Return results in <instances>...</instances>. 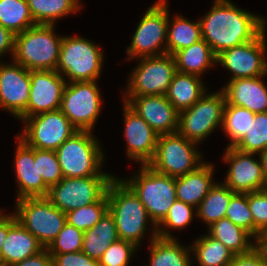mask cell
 I'll return each instance as SVG.
<instances>
[{
  "label": "cell",
  "mask_w": 267,
  "mask_h": 266,
  "mask_svg": "<svg viewBox=\"0 0 267 266\" xmlns=\"http://www.w3.org/2000/svg\"><path fill=\"white\" fill-rule=\"evenodd\" d=\"M213 4L211 11L199 22L202 39L216 56L255 39L266 29L267 20L238 8L229 0H214Z\"/></svg>",
  "instance_id": "obj_1"
},
{
  "label": "cell",
  "mask_w": 267,
  "mask_h": 266,
  "mask_svg": "<svg viewBox=\"0 0 267 266\" xmlns=\"http://www.w3.org/2000/svg\"><path fill=\"white\" fill-rule=\"evenodd\" d=\"M108 211L113 216L118 236L137 247L151 221L148 213L133 190L122 180L113 178L108 185Z\"/></svg>",
  "instance_id": "obj_2"
},
{
  "label": "cell",
  "mask_w": 267,
  "mask_h": 266,
  "mask_svg": "<svg viewBox=\"0 0 267 266\" xmlns=\"http://www.w3.org/2000/svg\"><path fill=\"white\" fill-rule=\"evenodd\" d=\"M54 28L37 24L16 34L12 59L29 71L56 70L63 36Z\"/></svg>",
  "instance_id": "obj_3"
},
{
  "label": "cell",
  "mask_w": 267,
  "mask_h": 266,
  "mask_svg": "<svg viewBox=\"0 0 267 266\" xmlns=\"http://www.w3.org/2000/svg\"><path fill=\"white\" fill-rule=\"evenodd\" d=\"M122 180L142 202L151 225L156 228L176 200L175 177L161 174L148 165H141L138 175Z\"/></svg>",
  "instance_id": "obj_4"
},
{
  "label": "cell",
  "mask_w": 267,
  "mask_h": 266,
  "mask_svg": "<svg viewBox=\"0 0 267 266\" xmlns=\"http://www.w3.org/2000/svg\"><path fill=\"white\" fill-rule=\"evenodd\" d=\"M103 53L94 42L79 36H64L61 42L56 71L69 82L98 80Z\"/></svg>",
  "instance_id": "obj_5"
},
{
  "label": "cell",
  "mask_w": 267,
  "mask_h": 266,
  "mask_svg": "<svg viewBox=\"0 0 267 266\" xmlns=\"http://www.w3.org/2000/svg\"><path fill=\"white\" fill-rule=\"evenodd\" d=\"M92 131L78 130L57 150L64 178L98 176L104 153Z\"/></svg>",
  "instance_id": "obj_6"
},
{
  "label": "cell",
  "mask_w": 267,
  "mask_h": 266,
  "mask_svg": "<svg viewBox=\"0 0 267 266\" xmlns=\"http://www.w3.org/2000/svg\"><path fill=\"white\" fill-rule=\"evenodd\" d=\"M14 215L44 248L50 246L67 222L66 213L54 206L47 197L16 200Z\"/></svg>",
  "instance_id": "obj_7"
},
{
  "label": "cell",
  "mask_w": 267,
  "mask_h": 266,
  "mask_svg": "<svg viewBox=\"0 0 267 266\" xmlns=\"http://www.w3.org/2000/svg\"><path fill=\"white\" fill-rule=\"evenodd\" d=\"M197 145L178 132L159 135L155 154L147 165L171 177L185 175L204 162L194 148Z\"/></svg>",
  "instance_id": "obj_8"
},
{
  "label": "cell",
  "mask_w": 267,
  "mask_h": 266,
  "mask_svg": "<svg viewBox=\"0 0 267 266\" xmlns=\"http://www.w3.org/2000/svg\"><path fill=\"white\" fill-rule=\"evenodd\" d=\"M113 175L101 172L98 176L63 178L49 188L47 199L62 212L98 202L105 194Z\"/></svg>",
  "instance_id": "obj_9"
},
{
  "label": "cell",
  "mask_w": 267,
  "mask_h": 266,
  "mask_svg": "<svg viewBox=\"0 0 267 266\" xmlns=\"http://www.w3.org/2000/svg\"><path fill=\"white\" fill-rule=\"evenodd\" d=\"M226 98L223 91L204 95L190 108L179 112L177 132L196 144L223 125Z\"/></svg>",
  "instance_id": "obj_10"
},
{
  "label": "cell",
  "mask_w": 267,
  "mask_h": 266,
  "mask_svg": "<svg viewBox=\"0 0 267 266\" xmlns=\"http://www.w3.org/2000/svg\"><path fill=\"white\" fill-rule=\"evenodd\" d=\"M20 138L31 148L56 151L78 129L61 110L42 112L26 119Z\"/></svg>",
  "instance_id": "obj_11"
},
{
  "label": "cell",
  "mask_w": 267,
  "mask_h": 266,
  "mask_svg": "<svg viewBox=\"0 0 267 266\" xmlns=\"http://www.w3.org/2000/svg\"><path fill=\"white\" fill-rule=\"evenodd\" d=\"M165 1L158 0L142 17L133 35L131 46L127 48L129 60L166 53L168 8Z\"/></svg>",
  "instance_id": "obj_12"
},
{
  "label": "cell",
  "mask_w": 267,
  "mask_h": 266,
  "mask_svg": "<svg viewBox=\"0 0 267 266\" xmlns=\"http://www.w3.org/2000/svg\"><path fill=\"white\" fill-rule=\"evenodd\" d=\"M96 81L67 82L60 110L78 130L92 131L102 99Z\"/></svg>",
  "instance_id": "obj_13"
},
{
  "label": "cell",
  "mask_w": 267,
  "mask_h": 266,
  "mask_svg": "<svg viewBox=\"0 0 267 266\" xmlns=\"http://www.w3.org/2000/svg\"><path fill=\"white\" fill-rule=\"evenodd\" d=\"M129 76L126 96L166 95L176 72L173 55L168 53L140 58Z\"/></svg>",
  "instance_id": "obj_14"
},
{
  "label": "cell",
  "mask_w": 267,
  "mask_h": 266,
  "mask_svg": "<svg viewBox=\"0 0 267 266\" xmlns=\"http://www.w3.org/2000/svg\"><path fill=\"white\" fill-rule=\"evenodd\" d=\"M265 30L255 39L217 55L216 62L233 74L231 80L267 75Z\"/></svg>",
  "instance_id": "obj_15"
},
{
  "label": "cell",
  "mask_w": 267,
  "mask_h": 266,
  "mask_svg": "<svg viewBox=\"0 0 267 266\" xmlns=\"http://www.w3.org/2000/svg\"><path fill=\"white\" fill-rule=\"evenodd\" d=\"M31 87L30 71L19 63L0 62V107L18 119L27 118Z\"/></svg>",
  "instance_id": "obj_16"
},
{
  "label": "cell",
  "mask_w": 267,
  "mask_h": 266,
  "mask_svg": "<svg viewBox=\"0 0 267 266\" xmlns=\"http://www.w3.org/2000/svg\"><path fill=\"white\" fill-rule=\"evenodd\" d=\"M254 153H245L227 146L224 161L229 162V170L224 184L234 193H250L264 189L267 184L260 159L253 158Z\"/></svg>",
  "instance_id": "obj_17"
},
{
  "label": "cell",
  "mask_w": 267,
  "mask_h": 266,
  "mask_svg": "<svg viewBox=\"0 0 267 266\" xmlns=\"http://www.w3.org/2000/svg\"><path fill=\"white\" fill-rule=\"evenodd\" d=\"M30 79L27 117L59 110L67 80L56 70L30 71Z\"/></svg>",
  "instance_id": "obj_18"
},
{
  "label": "cell",
  "mask_w": 267,
  "mask_h": 266,
  "mask_svg": "<svg viewBox=\"0 0 267 266\" xmlns=\"http://www.w3.org/2000/svg\"><path fill=\"white\" fill-rule=\"evenodd\" d=\"M124 101L158 135L177 132L179 112L165 95L125 96Z\"/></svg>",
  "instance_id": "obj_19"
},
{
  "label": "cell",
  "mask_w": 267,
  "mask_h": 266,
  "mask_svg": "<svg viewBox=\"0 0 267 266\" xmlns=\"http://www.w3.org/2000/svg\"><path fill=\"white\" fill-rule=\"evenodd\" d=\"M125 139L127 156L147 165L153 158L158 134L151 126L124 102Z\"/></svg>",
  "instance_id": "obj_20"
},
{
  "label": "cell",
  "mask_w": 267,
  "mask_h": 266,
  "mask_svg": "<svg viewBox=\"0 0 267 266\" xmlns=\"http://www.w3.org/2000/svg\"><path fill=\"white\" fill-rule=\"evenodd\" d=\"M18 140L14 164L19 188L17 200L22 198L46 197L49 187L44 183L42 176L38 173L35 148L26 145L20 138Z\"/></svg>",
  "instance_id": "obj_21"
},
{
  "label": "cell",
  "mask_w": 267,
  "mask_h": 266,
  "mask_svg": "<svg viewBox=\"0 0 267 266\" xmlns=\"http://www.w3.org/2000/svg\"><path fill=\"white\" fill-rule=\"evenodd\" d=\"M263 76L230 80L222 89L225 105L244 107L253 113L267 112V86Z\"/></svg>",
  "instance_id": "obj_22"
},
{
  "label": "cell",
  "mask_w": 267,
  "mask_h": 266,
  "mask_svg": "<svg viewBox=\"0 0 267 266\" xmlns=\"http://www.w3.org/2000/svg\"><path fill=\"white\" fill-rule=\"evenodd\" d=\"M44 247L13 214L9 215V231L2 245V266H12L42 251Z\"/></svg>",
  "instance_id": "obj_23"
},
{
  "label": "cell",
  "mask_w": 267,
  "mask_h": 266,
  "mask_svg": "<svg viewBox=\"0 0 267 266\" xmlns=\"http://www.w3.org/2000/svg\"><path fill=\"white\" fill-rule=\"evenodd\" d=\"M213 172V165L203 162L194 171L175 177L176 199L197 209L216 183Z\"/></svg>",
  "instance_id": "obj_24"
},
{
  "label": "cell",
  "mask_w": 267,
  "mask_h": 266,
  "mask_svg": "<svg viewBox=\"0 0 267 266\" xmlns=\"http://www.w3.org/2000/svg\"><path fill=\"white\" fill-rule=\"evenodd\" d=\"M201 77L176 71L166 98L180 112L193 106L206 92Z\"/></svg>",
  "instance_id": "obj_25"
},
{
  "label": "cell",
  "mask_w": 267,
  "mask_h": 266,
  "mask_svg": "<svg viewBox=\"0 0 267 266\" xmlns=\"http://www.w3.org/2000/svg\"><path fill=\"white\" fill-rule=\"evenodd\" d=\"M152 233L149 266H192L189 246L180 245L176 238H159L156 228Z\"/></svg>",
  "instance_id": "obj_26"
},
{
  "label": "cell",
  "mask_w": 267,
  "mask_h": 266,
  "mask_svg": "<svg viewBox=\"0 0 267 266\" xmlns=\"http://www.w3.org/2000/svg\"><path fill=\"white\" fill-rule=\"evenodd\" d=\"M119 239L113 216L107 210L92 228L84 231L82 252L99 260L105 250Z\"/></svg>",
  "instance_id": "obj_27"
},
{
  "label": "cell",
  "mask_w": 267,
  "mask_h": 266,
  "mask_svg": "<svg viewBox=\"0 0 267 266\" xmlns=\"http://www.w3.org/2000/svg\"><path fill=\"white\" fill-rule=\"evenodd\" d=\"M173 57L176 71L199 77L206 69L217 63V56L203 39L175 52Z\"/></svg>",
  "instance_id": "obj_28"
},
{
  "label": "cell",
  "mask_w": 267,
  "mask_h": 266,
  "mask_svg": "<svg viewBox=\"0 0 267 266\" xmlns=\"http://www.w3.org/2000/svg\"><path fill=\"white\" fill-rule=\"evenodd\" d=\"M208 228V234L219 240L234 255L248 253L259 244L256 240L254 243L252 240L249 241L253 236L226 217L214 222Z\"/></svg>",
  "instance_id": "obj_29"
},
{
  "label": "cell",
  "mask_w": 267,
  "mask_h": 266,
  "mask_svg": "<svg viewBox=\"0 0 267 266\" xmlns=\"http://www.w3.org/2000/svg\"><path fill=\"white\" fill-rule=\"evenodd\" d=\"M168 10L167 44L166 53L173 55L175 52L189 47L202 40L200 22H192L183 16H175L170 25ZM171 26V27H170Z\"/></svg>",
  "instance_id": "obj_30"
},
{
  "label": "cell",
  "mask_w": 267,
  "mask_h": 266,
  "mask_svg": "<svg viewBox=\"0 0 267 266\" xmlns=\"http://www.w3.org/2000/svg\"><path fill=\"white\" fill-rule=\"evenodd\" d=\"M194 242L190 249L195 253L194 258L199 266H230L235 256L232 251L208 233Z\"/></svg>",
  "instance_id": "obj_31"
},
{
  "label": "cell",
  "mask_w": 267,
  "mask_h": 266,
  "mask_svg": "<svg viewBox=\"0 0 267 266\" xmlns=\"http://www.w3.org/2000/svg\"><path fill=\"white\" fill-rule=\"evenodd\" d=\"M234 194L224 183L211 188L195 210V215L201 218L209 227L214 222L225 218L230 197Z\"/></svg>",
  "instance_id": "obj_32"
},
{
  "label": "cell",
  "mask_w": 267,
  "mask_h": 266,
  "mask_svg": "<svg viewBox=\"0 0 267 266\" xmlns=\"http://www.w3.org/2000/svg\"><path fill=\"white\" fill-rule=\"evenodd\" d=\"M0 24L14 35L37 25L27 0H0Z\"/></svg>",
  "instance_id": "obj_33"
},
{
  "label": "cell",
  "mask_w": 267,
  "mask_h": 266,
  "mask_svg": "<svg viewBox=\"0 0 267 266\" xmlns=\"http://www.w3.org/2000/svg\"><path fill=\"white\" fill-rule=\"evenodd\" d=\"M255 113L244 107L225 105L223 116V129L231 142L228 146L233 147L253 126Z\"/></svg>",
  "instance_id": "obj_34"
},
{
  "label": "cell",
  "mask_w": 267,
  "mask_h": 266,
  "mask_svg": "<svg viewBox=\"0 0 267 266\" xmlns=\"http://www.w3.org/2000/svg\"><path fill=\"white\" fill-rule=\"evenodd\" d=\"M253 126L233 146L236 150L256 155L267 148V112L255 113Z\"/></svg>",
  "instance_id": "obj_35"
},
{
  "label": "cell",
  "mask_w": 267,
  "mask_h": 266,
  "mask_svg": "<svg viewBox=\"0 0 267 266\" xmlns=\"http://www.w3.org/2000/svg\"><path fill=\"white\" fill-rule=\"evenodd\" d=\"M107 210L108 198L105 194L98 202L67 212L66 221L77 229L87 231L101 219Z\"/></svg>",
  "instance_id": "obj_36"
},
{
  "label": "cell",
  "mask_w": 267,
  "mask_h": 266,
  "mask_svg": "<svg viewBox=\"0 0 267 266\" xmlns=\"http://www.w3.org/2000/svg\"><path fill=\"white\" fill-rule=\"evenodd\" d=\"M194 209L196 208L176 199L170 207L168 214L156 226L157 236L164 239H174V236L161 226L171 229H183L192 221Z\"/></svg>",
  "instance_id": "obj_37"
},
{
  "label": "cell",
  "mask_w": 267,
  "mask_h": 266,
  "mask_svg": "<svg viewBox=\"0 0 267 266\" xmlns=\"http://www.w3.org/2000/svg\"><path fill=\"white\" fill-rule=\"evenodd\" d=\"M225 217L254 237V221L248 205V193H234L230 197Z\"/></svg>",
  "instance_id": "obj_38"
},
{
  "label": "cell",
  "mask_w": 267,
  "mask_h": 266,
  "mask_svg": "<svg viewBox=\"0 0 267 266\" xmlns=\"http://www.w3.org/2000/svg\"><path fill=\"white\" fill-rule=\"evenodd\" d=\"M84 231L65 223L56 239L47 248L50 254H64L82 251Z\"/></svg>",
  "instance_id": "obj_39"
},
{
  "label": "cell",
  "mask_w": 267,
  "mask_h": 266,
  "mask_svg": "<svg viewBox=\"0 0 267 266\" xmlns=\"http://www.w3.org/2000/svg\"><path fill=\"white\" fill-rule=\"evenodd\" d=\"M35 160L38 173L49 188L64 178L56 151L35 148Z\"/></svg>",
  "instance_id": "obj_40"
},
{
  "label": "cell",
  "mask_w": 267,
  "mask_h": 266,
  "mask_svg": "<svg viewBox=\"0 0 267 266\" xmlns=\"http://www.w3.org/2000/svg\"><path fill=\"white\" fill-rule=\"evenodd\" d=\"M248 205L254 221V238L258 243L267 232V193L264 190L248 193Z\"/></svg>",
  "instance_id": "obj_41"
},
{
  "label": "cell",
  "mask_w": 267,
  "mask_h": 266,
  "mask_svg": "<svg viewBox=\"0 0 267 266\" xmlns=\"http://www.w3.org/2000/svg\"><path fill=\"white\" fill-rule=\"evenodd\" d=\"M137 246L132 242L119 239L113 242L99 259V266H128Z\"/></svg>",
  "instance_id": "obj_42"
},
{
  "label": "cell",
  "mask_w": 267,
  "mask_h": 266,
  "mask_svg": "<svg viewBox=\"0 0 267 266\" xmlns=\"http://www.w3.org/2000/svg\"><path fill=\"white\" fill-rule=\"evenodd\" d=\"M80 7L79 0H48V25H55V20L79 11Z\"/></svg>",
  "instance_id": "obj_43"
},
{
  "label": "cell",
  "mask_w": 267,
  "mask_h": 266,
  "mask_svg": "<svg viewBox=\"0 0 267 266\" xmlns=\"http://www.w3.org/2000/svg\"><path fill=\"white\" fill-rule=\"evenodd\" d=\"M50 255L53 266H99V260L90 258L82 251Z\"/></svg>",
  "instance_id": "obj_44"
},
{
  "label": "cell",
  "mask_w": 267,
  "mask_h": 266,
  "mask_svg": "<svg viewBox=\"0 0 267 266\" xmlns=\"http://www.w3.org/2000/svg\"><path fill=\"white\" fill-rule=\"evenodd\" d=\"M267 251L258 244L250 252L235 255L230 266H266Z\"/></svg>",
  "instance_id": "obj_45"
},
{
  "label": "cell",
  "mask_w": 267,
  "mask_h": 266,
  "mask_svg": "<svg viewBox=\"0 0 267 266\" xmlns=\"http://www.w3.org/2000/svg\"><path fill=\"white\" fill-rule=\"evenodd\" d=\"M36 24L48 25V0H27Z\"/></svg>",
  "instance_id": "obj_46"
},
{
  "label": "cell",
  "mask_w": 267,
  "mask_h": 266,
  "mask_svg": "<svg viewBox=\"0 0 267 266\" xmlns=\"http://www.w3.org/2000/svg\"><path fill=\"white\" fill-rule=\"evenodd\" d=\"M12 266H53L52 256L47 248H44L38 254L28 257Z\"/></svg>",
  "instance_id": "obj_47"
},
{
  "label": "cell",
  "mask_w": 267,
  "mask_h": 266,
  "mask_svg": "<svg viewBox=\"0 0 267 266\" xmlns=\"http://www.w3.org/2000/svg\"><path fill=\"white\" fill-rule=\"evenodd\" d=\"M15 35L0 24V56L7 52L14 55Z\"/></svg>",
  "instance_id": "obj_48"
},
{
  "label": "cell",
  "mask_w": 267,
  "mask_h": 266,
  "mask_svg": "<svg viewBox=\"0 0 267 266\" xmlns=\"http://www.w3.org/2000/svg\"><path fill=\"white\" fill-rule=\"evenodd\" d=\"M0 211V266H2L1 250L9 231V215Z\"/></svg>",
  "instance_id": "obj_49"
},
{
  "label": "cell",
  "mask_w": 267,
  "mask_h": 266,
  "mask_svg": "<svg viewBox=\"0 0 267 266\" xmlns=\"http://www.w3.org/2000/svg\"><path fill=\"white\" fill-rule=\"evenodd\" d=\"M258 154L261 162L262 174L267 183V148Z\"/></svg>",
  "instance_id": "obj_50"
},
{
  "label": "cell",
  "mask_w": 267,
  "mask_h": 266,
  "mask_svg": "<svg viewBox=\"0 0 267 266\" xmlns=\"http://www.w3.org/2000/svg\"><path fill=\"white\" fill-rule=\"evenodd\" d=\"M262 247H267V232L264 234L262 240L259 242Z\"/></svg>",
  "instance_id": "obj_51"
},
{
  "label": "cell",
  "mask_w": 267,
  "mask_h": 266,
  "mask_svg": "<svg viewBox=\"0 0 267 266\" xmlns=\"http://www.w3.org/2000/svg\"><path fill=\"white\" fill-rule=\"evenodd\" d=\"M263 190L267 193V184L265 185Z\"/></svg>",
  "instance_id": "obj_52"
}]
</instances>
